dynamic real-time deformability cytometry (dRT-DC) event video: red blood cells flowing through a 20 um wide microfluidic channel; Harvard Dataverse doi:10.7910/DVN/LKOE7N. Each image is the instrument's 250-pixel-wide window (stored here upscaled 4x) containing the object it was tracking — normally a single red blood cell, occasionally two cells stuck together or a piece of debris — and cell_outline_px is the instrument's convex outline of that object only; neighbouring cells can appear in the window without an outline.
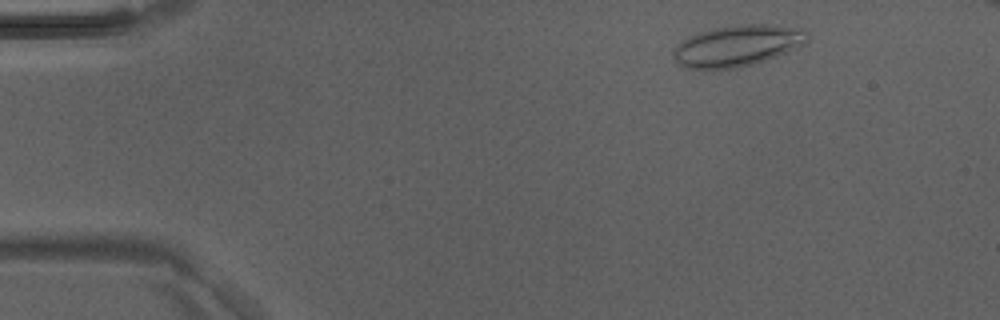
{"species": "Egyptian fruit bat (a non-hibernating species)", "species_latin": "Rousettus aegyptiacus", "temperature_condition": "room temperature", "stored_images_in_passage": 6, "camera_frame_rate_fps": 3000, "um_per_image_px": 0.085, "animal": {"sex": "male"}, "frame": {"image": 1, "passage_image": 6, "time_ms": 1.667, "image_size_px": [1000, 320], "cell_outline_px": [[808, 40], [800, 48], [752, 64], [736, 68], [684, 68], [672, 56], [672, 52], [676, 44], [680, 40], [688, 36], [712, 28], [740, 24], [764, 24], [804, 28], [808, 32]], "centroid_in_image_um": [62.69, 3.87], "position_along_channel_um": 22.3, "area_um2": 32.37}}